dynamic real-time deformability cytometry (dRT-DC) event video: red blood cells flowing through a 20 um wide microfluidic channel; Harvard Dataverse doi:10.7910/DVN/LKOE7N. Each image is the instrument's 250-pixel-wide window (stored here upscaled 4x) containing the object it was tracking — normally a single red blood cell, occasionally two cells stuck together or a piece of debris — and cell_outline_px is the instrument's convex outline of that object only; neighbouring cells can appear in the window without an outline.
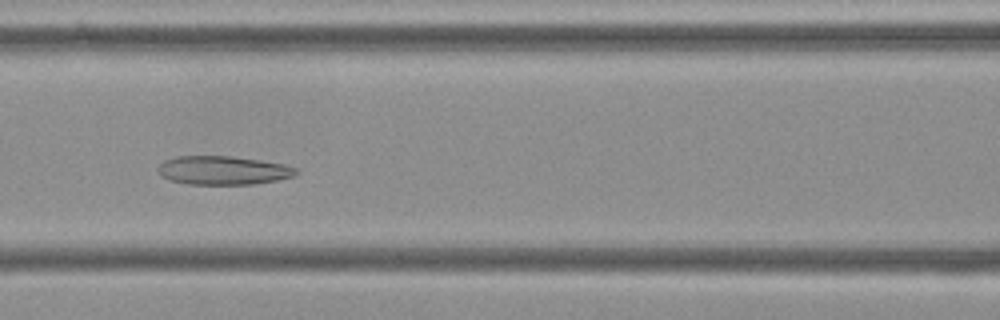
{"species": "Egyptian fruit bat (a non-hibernating species)", "species_latin": "Rousettus aegyptiacus", "temperature_condition": "cold", "stored_images_in_passage": 57, "camera_frame_rate_fps": 3000, "um_per_image_px": 0.085, "frame": {"image": 1, "passage_image": 25, "time_ms": 8.0, "image_size_px": [1000, 320], "cell_outline_px": [[300, 172], [296, 176], [276, 180], [252, 184], [188, 184], [168, 180], [160, 176], [156, 168], [164, 160], [176, 156], [232, 156], [284, 164], [300, 168]], "centroid_in_image_um": [18.97, 14.48], "position_along_channel_um": 147.6, "area_um2": 23.35}}
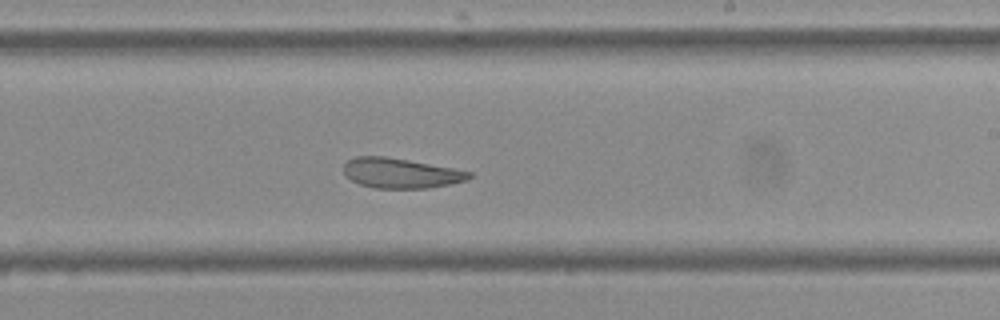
{"frame": {"image": 2, "passage_image": 34, "time_ms": 11.0, "image_size_px": [1000, 320], "cell_outline_px": [[472, 176], [468, 180], [428, 188], [372, 188], [360, 184], [352, 180], [344, 172], [344, 164], [348, 160], [356, 156], [384, 156], [408, 160], [452, 168], [472, 172]], "centroid_in_image_um": [34.06, 14.72], "position_along_channel_um": 254.9, "area_um2": 21.73}}
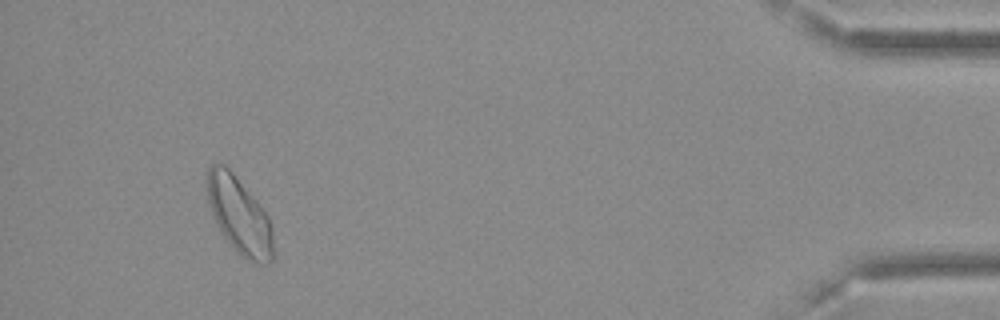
{"frame": {"image": 3, "passage_image": 53, "time_ms": 17.333, "image_size_px": [1000, 320], "cell_outline_px": [[272, 260], [268, 264], [260, 264], [248, 260], [220, 232], [212, 212], [208, 200], [208, 168], [212, 164], [224, 164], [232, 172], [260, 204], [268, 216], [272, 224]], "centroid_in_image_um": [20.36, 18.3], "position_along_channel_um": 414.8, "area_um2": 28.84}, "authors_computed_cell_mechanics": {"area_um2": 26.9348, "velocity_mm_per_s": 3.5856, "shape_relaxation_time_tau1_ms": null, "shape_relaxation_time_tau2_ms": 2.5284, "deformation_change_tau1": null, "deformation_change_tau2": 0.0978}}